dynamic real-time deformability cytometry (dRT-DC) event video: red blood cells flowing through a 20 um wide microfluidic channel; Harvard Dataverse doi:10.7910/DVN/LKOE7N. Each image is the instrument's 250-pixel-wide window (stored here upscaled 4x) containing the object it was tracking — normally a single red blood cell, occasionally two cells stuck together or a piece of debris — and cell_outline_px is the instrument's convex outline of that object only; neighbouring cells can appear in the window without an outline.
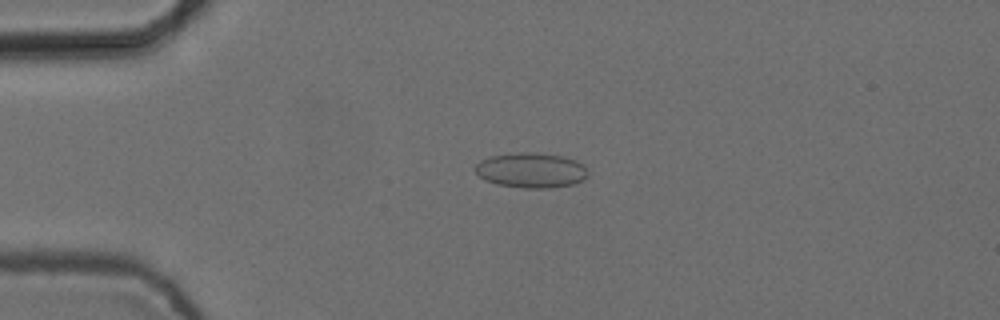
{"species": "common noctule bat (a hibernating species)", "species_latin": "Nyctalus noctula", "temperature_condition": "cold", "stored_images_in_passage": 4, "camera_frame_rate_fps": 3000, "um_per_image_px": 0.085, "animal": {"sex": "female", "body_mass_g": 24.6, "forearm_length_mm": 56.2}, "frame": {"image": 1, "passage_image": 4, "time_ms": 1.0, "image_size_px": [1000, 320], "cell_outline_px": [[588, 176], [584, 180], [572, 184], [552, 188], [524, 188], [496, 184], [484, 180], [476, 172], [476, 164], [480, 160], [488, 156], [516, 152], [536, 152], [560, 156], [576, 160], [584, 164], [588, 172]], "centroid_in_image_um": [45.15, 14.47], "position_along_channel_um": 39.9, "area_um2": 23.29}}